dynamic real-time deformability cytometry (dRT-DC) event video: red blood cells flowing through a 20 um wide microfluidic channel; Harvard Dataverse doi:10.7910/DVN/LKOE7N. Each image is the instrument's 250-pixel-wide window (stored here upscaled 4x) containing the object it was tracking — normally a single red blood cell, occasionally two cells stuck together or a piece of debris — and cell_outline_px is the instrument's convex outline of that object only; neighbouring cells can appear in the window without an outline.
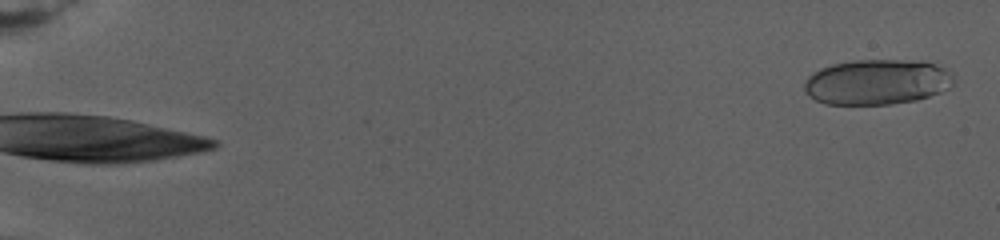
{"species": "human", "species_latin": "Homo sapiens", "temperature_condition": "warm", "stored_images_in_passage": 14, "camera_frame_rate_fps": 3000, "um_per_image_px": 0.085, "donor": {"sex": "female"}, "frame": {"image": 1, "passage_image": 1, "time_ms": 0.0, "image_size_px": [1000, 240], "cell_outline_px": [[952, 84], [948, 88], [940, 92], [916, 100], [888, 104], [824, 104], [808, 96], [804, 92], [804, 80], [812, 72], [820, 68], [832, 64], [856, 60], [904, 60], [932, 64], [948, 68], [952, 72]], "centroid_in_image_um": [74.49, 6.97], "position_along_channel_um": 10.5, "area_um2": 39.42}}
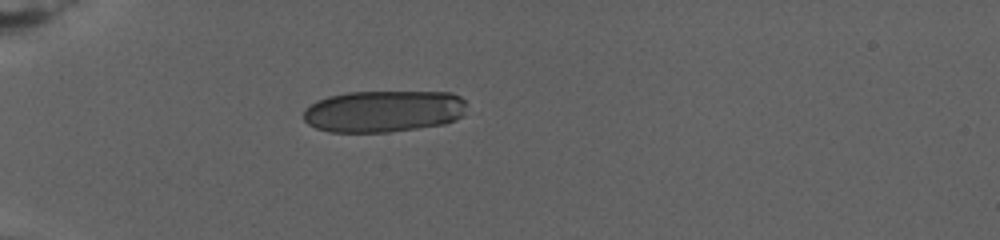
{"frame": {"image": 2, "passage_image": 11, "time_ms": 7.667, "image_size_px": [1000, 240], "cell_outline_px": [[464, 104], [460, 116], [456, 120], [444, 124], [388, 132], [332, 132], [316, 128], [308, 124], [304, 120], [304, 108], [316, 100], [328, 96], [348, 92], [452, 92], [460, 96], [464, 100]], "centroid_in_image_um": [32.56, 9.45], "position_along_channel_um": 52.4, "area_um2": 39.71}}
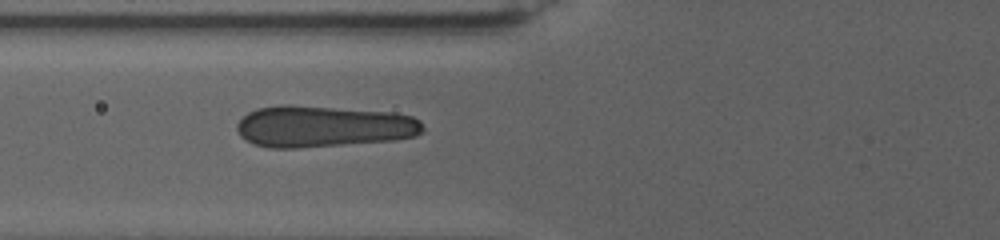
{"frame": {"image": 3, "passage_image": 14, "time_ms": 10.333, "image_size_px": [1000, 240], "cell_outline_px": [[424, 128], [416, 136], [392, 140], [296, 148], [268, 148], [252, 144], [240, 136], [236, 128], [236, 124], [248, 112], [256, 108], [276, 104], [292, 104], [392, 112], [412, 116], [420, 120]], "centroid_in_image_um": [27.42, 10.73], "position_along_channel_um": 98.4, "area_um2": 45.37}}